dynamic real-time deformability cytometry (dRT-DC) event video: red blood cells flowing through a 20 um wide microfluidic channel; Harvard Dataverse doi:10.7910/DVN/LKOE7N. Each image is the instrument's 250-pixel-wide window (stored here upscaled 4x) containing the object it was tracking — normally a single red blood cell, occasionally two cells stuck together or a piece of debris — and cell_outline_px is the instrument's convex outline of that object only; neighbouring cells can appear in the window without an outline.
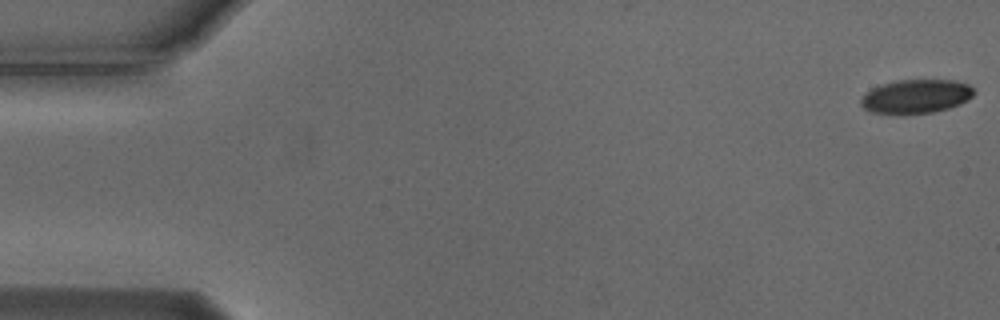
{"species": "Egyptian fruit bat (a non-hibernating species)", "species_latin": "Rousettus aegyptiacus", "temperature_condition": "cold", "stored_images_in_passage": 15, "camera_frame_rate_fps": 3000, "um_per_image_px": 0.085, "animal": {"sex": "male"}, "frame": {"image": 1, "passage_image": 1, "time_ms": 0.0, "image_size_px": [1000, 320], "cell_outline_px": [[976, 92], [968, 100], [960, 104], [948, 108], [932, 112], [872, 112], [864, 108], [860, 104], [860, 96], [864, 92], [880, 84], [896, 80], [956, 80], [968, 84]], "centroid_in_image_um": [77.86, 8.15], "position_along_channel_um": 7.1, "area_um2": 22.08}}
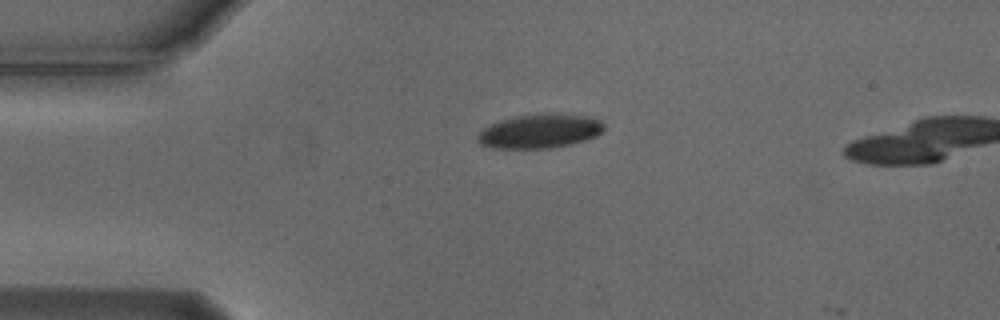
{"frame": {"image": 2, "passage_image": 13, "time_ms": 4.0, "image_size_px": [1000, 320], "cell_outline_px": [[604, 128], [596, 136], [572, 144], [552, 148], [496, 148], [480, 144], [476, 140], [476, 136], [484, 128], [500, 120], [512, 116], [544, 112], [556, 112], [584, 116], [600, 120], [604, 124]], "centroid_in_image_um": [45.87, 11.12], "position_along_channel_um": 39.1, "area_um2": 25.37}}